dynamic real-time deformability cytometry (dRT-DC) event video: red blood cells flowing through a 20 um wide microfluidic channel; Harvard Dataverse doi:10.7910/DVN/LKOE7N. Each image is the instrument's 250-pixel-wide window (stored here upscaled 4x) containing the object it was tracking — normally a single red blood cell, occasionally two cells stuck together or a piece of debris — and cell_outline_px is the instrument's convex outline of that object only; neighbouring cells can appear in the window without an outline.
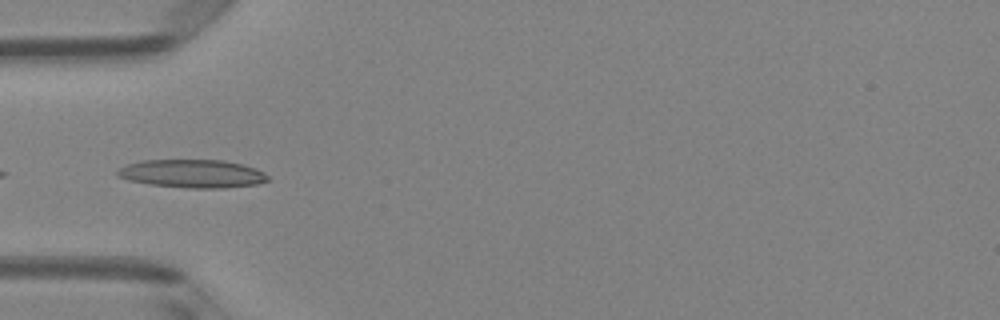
{"species": "Egyptian fruit bat (a non-hibernating species)", "species_latin": "Rousettus aegyptiacus", "temperature_condition": "room temperature", "stored_images_in_passage": 4, "camera_frame_rate_fps": 3000, "um_per_image_px": 0.085, "animal": {"sex": "female"}, "frame": {"image": 1, "passage_image": 1, "time_ms": 0.0, "image_size_px": [1000, 320], "cell_outline_px": [[268, 180], [256, 184], [224, 188], [188, 188], [148, 184], [128, 180], [116, 176], [116, 172], [120, 168], [128, 164], [144, 160], [224, 160], [256, 168], [264, 172], [268, 176]], "centroid_in_image_um": [16.34, 14.76], "position_along_channel_um": 68.7, "area_um2": 24.68}}